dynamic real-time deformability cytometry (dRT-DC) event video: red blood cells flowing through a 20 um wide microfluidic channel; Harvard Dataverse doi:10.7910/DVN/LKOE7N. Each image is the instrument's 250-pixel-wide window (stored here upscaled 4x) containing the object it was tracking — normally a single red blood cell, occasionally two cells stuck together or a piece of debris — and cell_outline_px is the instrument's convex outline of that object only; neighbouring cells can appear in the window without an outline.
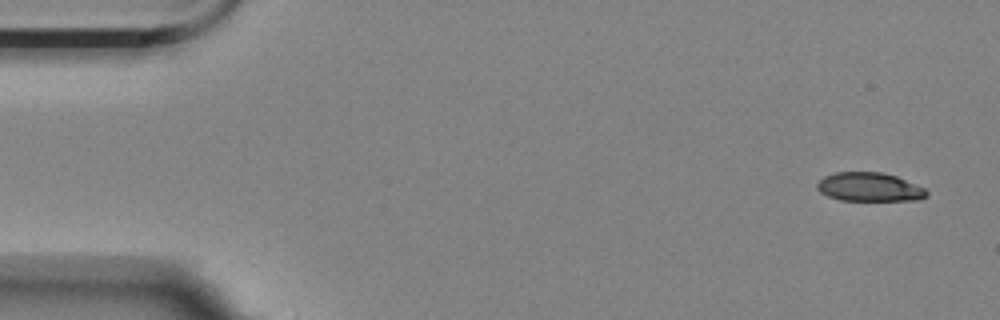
{"species": "Egyptian fruit bat (a non-hibernating species)", "species_latin": "Rousettus aegyptiacus", "temperature_condition": "room temperature", "stored_images_in_passage": 4, "camera_frame_rate_fps": 3000, "um_per_image_px": 0.085, "animal": {"sex": "female"}, "frame": {"image": 1, "passage_image": 1, "time_ms": 0.0, "image_size_px": [1000, 320], "cell_outline_px": [[928, 196], [920, 200], [840, 200], [828, 196], [820, 192], [816, 188], [816, 184], [824, 176], [836, 172], [884, 172], [896, 176], [924, 188], [928, 192]], "centroid_in_image_um": [73.89, 15.9], "position_along_channel_um": 11.1, "area_um2": 18.38}}
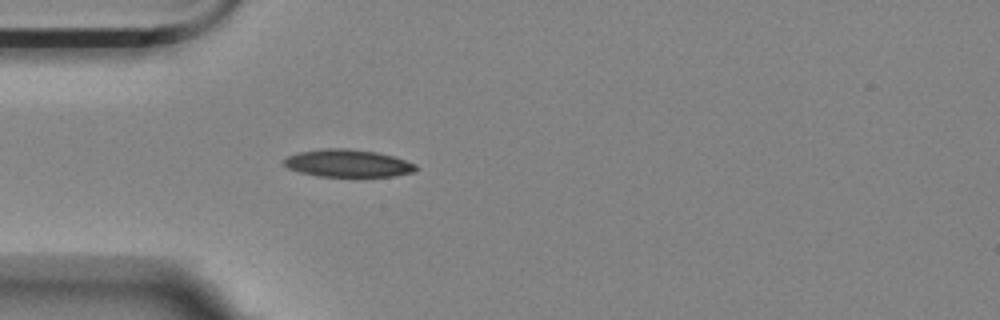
{"frame": {"image": 2, "passage_image": 4, "time_ms": 4.333, "image_size_px": [1000, 320], "cell_outline_px": [[416, 168], [412, 172], [392, 176], [316, 176], [300, 172], [288, 168], [284, 164], [284, 160], [288, 156], [296, 152], [324, 148], [348, 148], [376, 152], [392, 156], [416, 164]], "centroid_in_image_um": [29.52, 13.87], "position_along_channel_um": 55.5, "area_um2": 20.98}}